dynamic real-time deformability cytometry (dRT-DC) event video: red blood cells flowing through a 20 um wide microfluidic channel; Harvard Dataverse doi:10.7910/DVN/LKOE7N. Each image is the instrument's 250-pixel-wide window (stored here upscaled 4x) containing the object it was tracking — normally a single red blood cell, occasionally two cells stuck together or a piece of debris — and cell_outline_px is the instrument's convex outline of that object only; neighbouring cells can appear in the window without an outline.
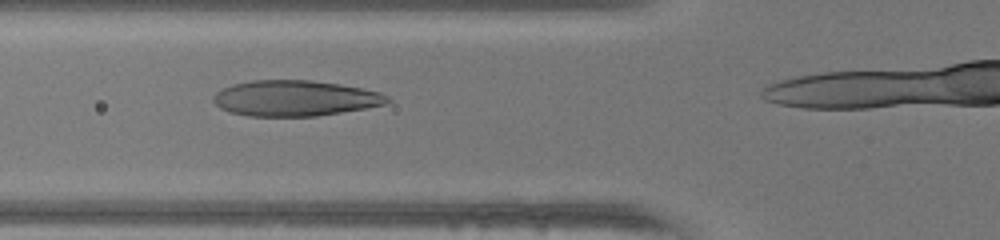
{"species": "human", "species_latin": "Homo sapiens", "temperature_condition": "warm", "stored_images_in_passage": 29, "camera_frame_rate_fps": 3000, "um_per_image_px": 0.085, "donor": {"sex": "female"}, "frame": {"image": 1, "passage_image": 11, "time_ms": 3.333, "image_size_px": [1000, 240], "cell_outline_px": [[392, 100], [384, 104], [364, 108], [316, 116], [248, 116], [232, 112], [220, 108], [212, 100], [212, 96], [216, 92], [232, 84], [252, 80], [312, 80], [340, 84], [380, 92], [388, 96]], "centroid_in_image_um": [25.05, 8.34], "position_along_channel_um": 100.7, "area_um2": 36.07}}
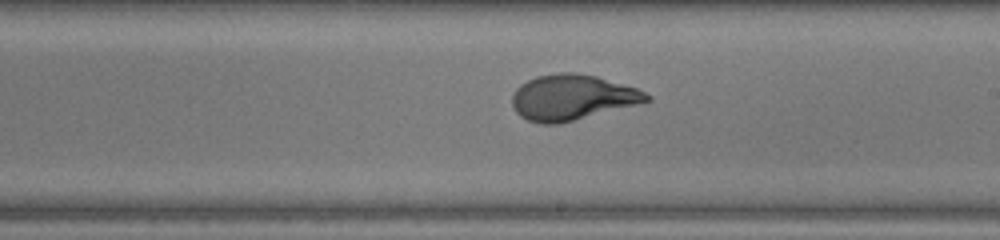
{"frame": {"image": 2, "passage_image": 21, "time_ms": 6.667, "image_size_px": [1000, 240], "cell_outline_px": [[652, 100], [640, 104], [560, 124], [540, 124], [528, 120], [520, 116], [516, 112], [512, 104], [512, 92], [520, 84], [536, 76], [560, 72], [576, 72], [596, 76], [636, 88], [652, 96]], "centroid_in_image_um": [48.63, 8.29], "position_along_channel_um": 240.4, "area_um2": 35.95}}
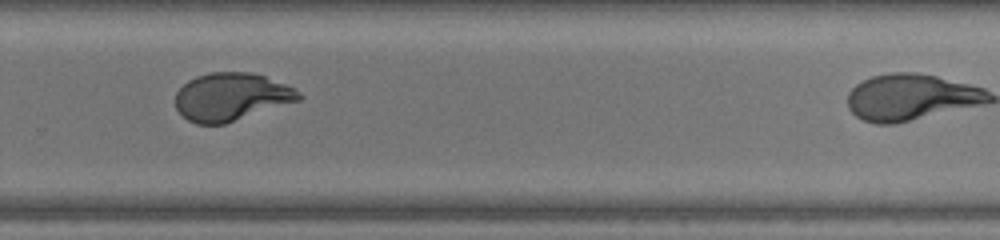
{"frame": {"image": 3, "passage_image": 26, "time_ms": 8.333, "image_size_px": [1000, 240], "cell_outline_px": [[304, 96], [300, 100], [224, 124], [196, 124], [188, 120], [176, 108], [176, 92], [188, 80], [196, 76], [212, 72], [252, 72], [264, 76], [284, 84], [300, 92]], "centroid_in_image_um": [19.65, 8.23], "position_along_channel_um": 310.2, "area_um2": 34.16}}